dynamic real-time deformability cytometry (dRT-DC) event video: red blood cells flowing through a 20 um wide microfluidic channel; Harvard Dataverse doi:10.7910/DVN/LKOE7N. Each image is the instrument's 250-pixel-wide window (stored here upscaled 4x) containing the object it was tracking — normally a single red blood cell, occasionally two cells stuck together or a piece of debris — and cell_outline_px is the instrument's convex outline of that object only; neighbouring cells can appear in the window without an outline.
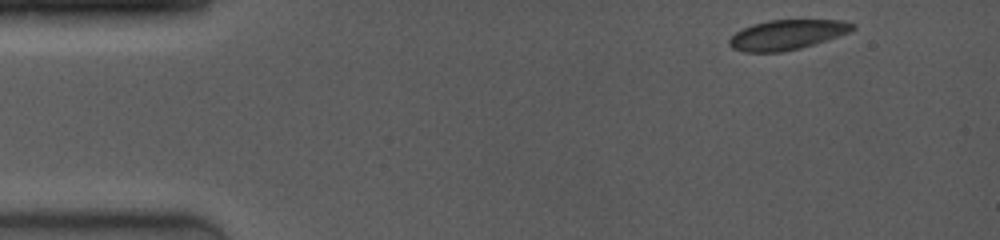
{"species": "common noctule bat (a hibernating species)", "species_latin": "Nyctalus noctula", "temperature_condition": "room temperature", "stored_images_in_passage": 5, "camera_frame_rate_fps": 4000, "um_per_image_px": 0.085, "animal": {"sex": "female", "body_mass_g": 19.0, "forearm_length_mm": 53.3}, "frame": {"image": 1, "passage_image": 1, "time_ms": 0.0, "image_size_px": [1000, 240], "cell_outline_px": [[856, 28], [848, 32], [800, 48], [784, 52], [744, 52], [732, 48], [728, 44], [728, 40], [736, 32], [744, 28], [768, 20], [844, 20], [856, 24]], "centroid_in_image_um": [66.88, 2.95], "position_along_channel_um": 18.1, "area_um2": 21.21}}
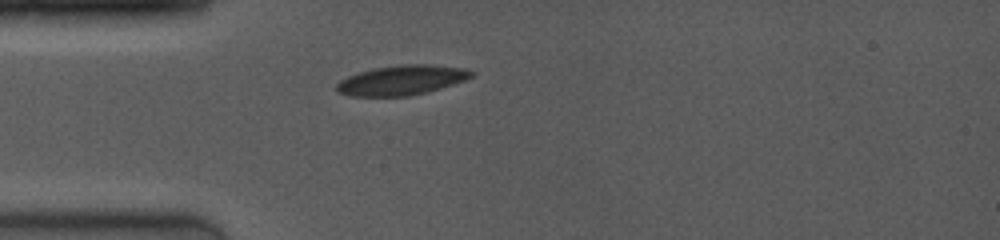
{"frame": {"image": 2, "passage_image": 5, "time_ms": 3.0, "image_size_px": [1000, 240], "cell_outline_px": [[476, 72], [472, 76], [464, 80], [440, 88], [408, 96], [348, 96], [336, 92], [336, 84], [340, 80], [356, 72], [372, 68], [400, 64], [424, 64], [464, 68]], "centroid_in_image_um": [34.08, 6.81], "position_along_channel_um": 50.9, "area_um2": 23.41}}